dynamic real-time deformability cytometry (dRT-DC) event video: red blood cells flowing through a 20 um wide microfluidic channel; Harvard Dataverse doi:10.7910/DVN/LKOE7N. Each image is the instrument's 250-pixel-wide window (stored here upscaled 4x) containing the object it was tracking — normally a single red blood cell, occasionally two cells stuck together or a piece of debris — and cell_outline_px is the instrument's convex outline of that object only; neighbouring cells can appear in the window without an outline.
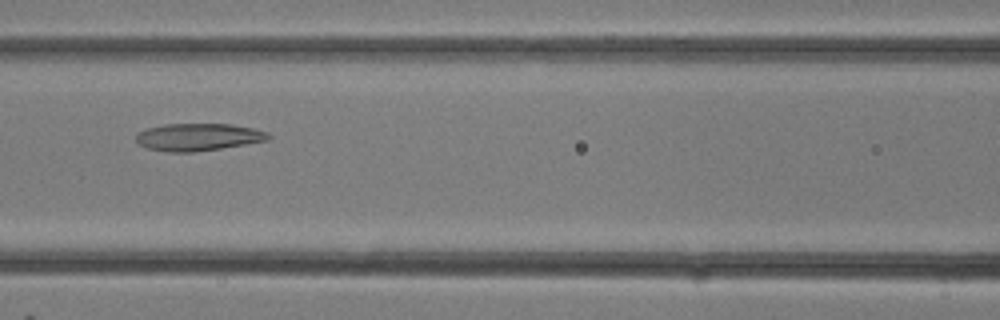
{"species": "common noctule bat (a hibernating species)", "species_latin": "Nyctalus noctula", "temperature_condition": "room temperature", "stored_images_in_passage": 21, "camera_frame_rate_fps": 3000, "um_per_image_px": 0.085, "animal": {"sex": "female"}, "frame": {"image": 1, "passage_image": 14, "time_ms": 4.333, "image_size_px": [1000, 320], "cell_outline_px": [[272, 136], [268, 140], [220, 148], [192, 152], [168, 152], [148, 148], [140, 144], [136, 140], [136, 132], [148, 128], [164, 124], [232, 124], [252, 128], [268, 132]], "centroid_in_image_um": [16.84, 11.64], "position_along_channel_um": 149.8, "area_um2": 20.98}}
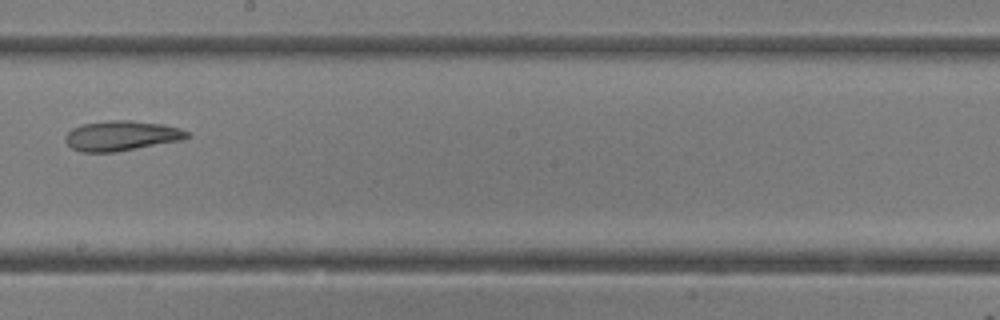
{"frame": {"image": 2, "passage_image": 18, "time_ms": 5.667, "image_size_px": [1000, 320], "cell_outline_px": [[192, 136], [184, 140], [116, 152], [80, 152], [72, 148], [64, 140], [64, 136], [72, 128], [84, 124], [108, 120], [132, 120], [164, 124], [180, 128], [188, 132]], "centroid_in_image_um": [10.36, 11.54], "position_along_channel_um": 237.8, "area_um2": 21.56}}
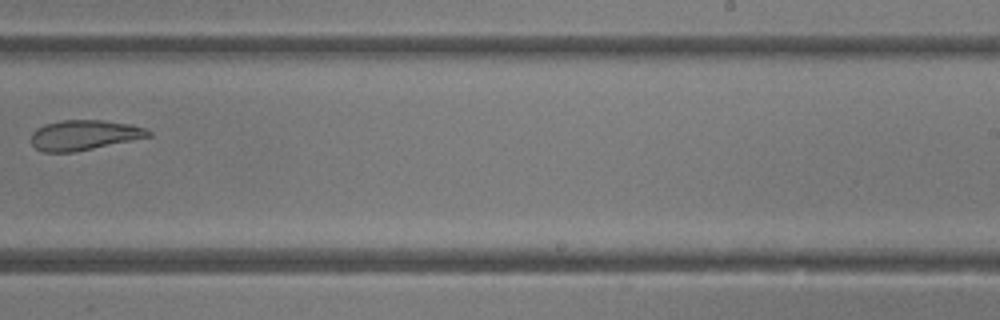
{"frame": {"image": 3, "passage_image": 20, "time_ms": 6.333, "image_size_px": [1000, 320], "cell_outline_px": [[152, 136], [72, 152], [44, 152], [36, 148], [32, 144], [32, 132], [36, 128], [44, 124], [60, 120], [100, 120], [128, 124], [144, 128], [152, 132]], "centroid_in_image_um": [7.12, 11.47], "position_along_channel_um": 281.9, "area_um2": 20.29}}